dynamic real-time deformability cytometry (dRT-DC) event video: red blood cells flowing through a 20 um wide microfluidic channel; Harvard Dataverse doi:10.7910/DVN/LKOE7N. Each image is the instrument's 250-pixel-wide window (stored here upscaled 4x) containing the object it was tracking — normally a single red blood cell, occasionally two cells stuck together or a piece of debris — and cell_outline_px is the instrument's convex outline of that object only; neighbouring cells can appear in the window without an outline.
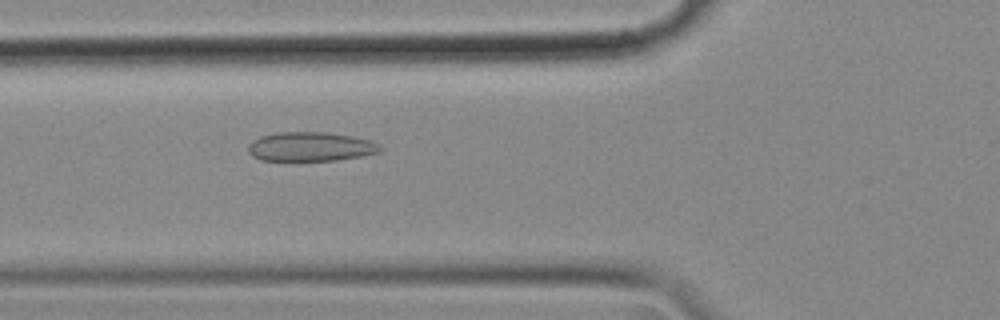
{"species": "common noctule bat (a hibernating species)", "species_latin": "Nyctalus noctula", "temperature_condition": "cold", "stored_images_in_passage": 56, "camera_frame_rate_fps": 3000, "um_per_image_px": 0.085, "animal": {"sex": "female", "body_mass_g": 18.4}, "frame": {"image": 1, "passage_image": 20, "time_ms": 6.333, "image_size_px": [1000, 320], "cell_outline_px": [[384, 148], [380, 152], [360, 156], [336, 160], [260, 160], [252, 156], [248, 152], [248, 144], [252, 140], [260, 136], [276, 132], [324, 132], [352, 136], [368, 140]], "centroid_in_image_um": [26.35, 12.46], "position_along_channel_um": 99.5, "area_um2": 22.37}}
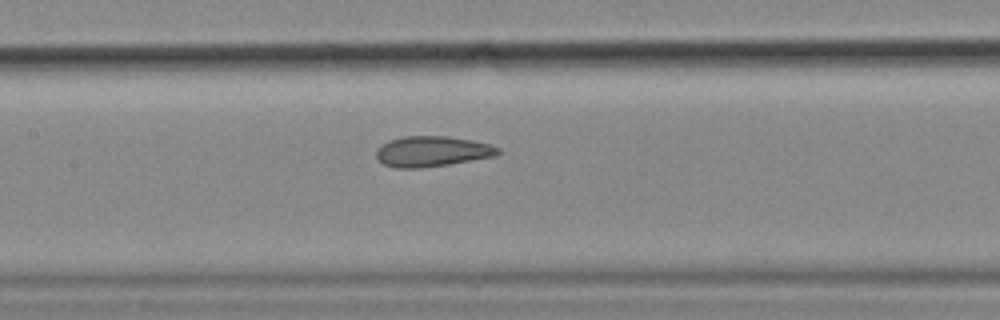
{"frame": {"image": 2, "passage_image": 26, "time_ms": 8.333, "image_size_px": [1000, 320], "cell_outline_px": [[500, 152], [496, 156], [448, 164], [420, 168], [396, 168], [384, 164], [376, 156], [376, 148], [392, 140], [404, 136], [448, 136], [472, 140], [488, 144], [500, 148]], "centroid_in_image_um": [36.74, 12.87], "position_along_channel_um": 170.7, "area_um2": 21.44}}
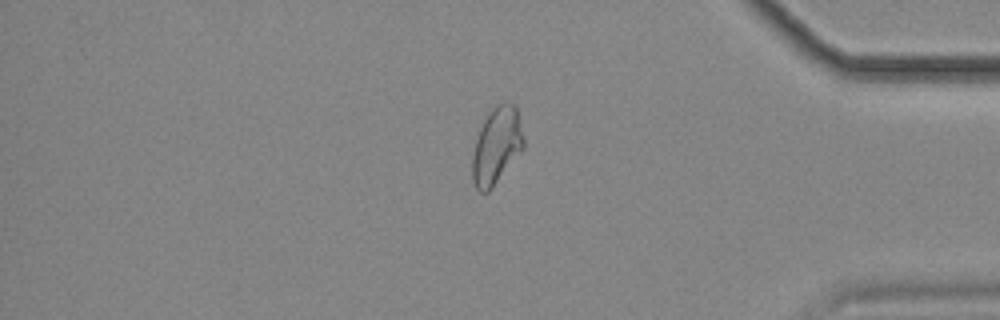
{"frame": {"image": 3, "passage_image": 47, "time_ms": 15.333, "image_size_px": [1000, 320], "cell_outline_px": [[524, 148], [492, 188], [488, 192], [480, 192], [476, 188], [472, 180], [472, 156], [476, 140], [480, 128], [488, 112], [496, 104], [508, 100], [516, 104], [524, 140]], "centroid_in_image_um": [42.21, 12.36], "position_along_channel_um": 393.0, "area_um2": 23.12}, "authors_computed_cell_mechanics": {"area_um2": 23.0911, "velocity_mm_per_s": 3.5504, "shape_relaxation_time_tau1_ms": null, "shape_relaxation_time_tau2_ms": 1.6301, "deformation_change_tau1": null, "deformation_change_tau2": 0.0775}}